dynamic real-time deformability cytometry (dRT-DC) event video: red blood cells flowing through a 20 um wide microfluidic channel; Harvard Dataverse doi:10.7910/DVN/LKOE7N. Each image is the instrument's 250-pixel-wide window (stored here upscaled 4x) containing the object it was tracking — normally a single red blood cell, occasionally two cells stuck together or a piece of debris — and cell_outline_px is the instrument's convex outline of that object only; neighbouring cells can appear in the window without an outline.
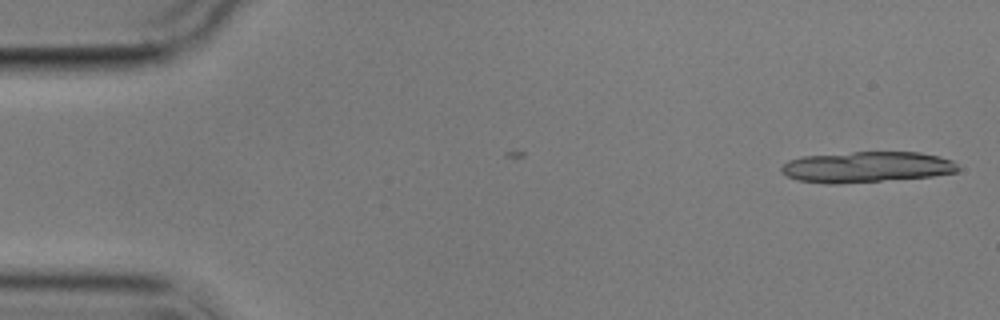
{"species": "common noctule bat (a hibernating species)", "species_latin": "Nyctalus noctula", "temperature_condition": "cold", "stored_images_in_passage": 3, "camera_frame_rate_fps": 3000, "um_per_image_px": 0.085, "animal": {"sex": "male", "body_mass_g": 17.9}, "frame": {"image": 1, "passage_image": 3, "time_ms": 2.333, "image_size_px": [1000, 320], "cell_outline_px": [[960, 168], [956, 172], [932, 176], [836, 184], [824, 184], [800, 180], [788, 176], [780, 172], [780, 168], [788, 160], [800, 156], [852, 152], [920, 152], [940, 156], [952, 160]], "centroid_in_image_um": [73.64, 14.19], "position_along_channel_um": 11.4, "area_um2": 31.79}}